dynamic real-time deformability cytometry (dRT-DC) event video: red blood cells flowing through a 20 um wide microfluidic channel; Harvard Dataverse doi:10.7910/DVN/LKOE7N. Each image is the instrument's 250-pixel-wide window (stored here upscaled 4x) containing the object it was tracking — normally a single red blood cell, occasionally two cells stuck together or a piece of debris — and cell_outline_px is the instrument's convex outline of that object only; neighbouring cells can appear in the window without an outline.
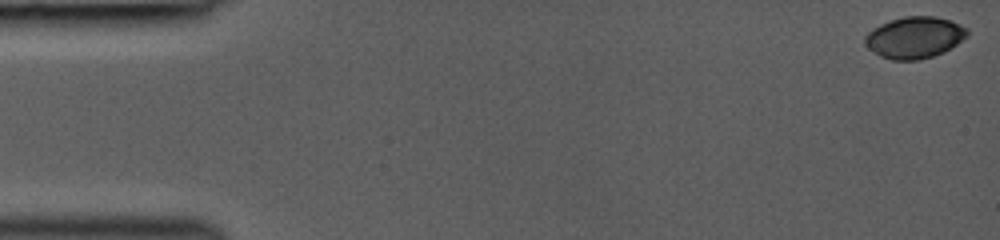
{"species": "common noctule bat (a hibernating species)", "species_latin": "Nyctalus noctula", "temperature_condition": "room temperature", "stored_images_in_passage": 16, "camera_frame_rate_fps": 3000, "um_per_image_px": 0.085, "animal": {"sex": "female", "body_mass_g": 19.0, "forearm_length_mm": 53.3}, "frame": {"image": 1, "passage_image": 1, "time_ms": 0.0, "image_size_px": [1000, 240], "cell_outline_px": [[968, 36], [944, 52], [920, 60], [892, 60], [880, 56], [872, 52], [864, 44], [864, 36], [872, 28], [880, 24], [904, 16], [936, 16], [960, 24], [968, 28]], "centroid_in_image_um": [77.71, 3.19], "position_along_channel_um": 7.3, "area_um2": 24.91}}